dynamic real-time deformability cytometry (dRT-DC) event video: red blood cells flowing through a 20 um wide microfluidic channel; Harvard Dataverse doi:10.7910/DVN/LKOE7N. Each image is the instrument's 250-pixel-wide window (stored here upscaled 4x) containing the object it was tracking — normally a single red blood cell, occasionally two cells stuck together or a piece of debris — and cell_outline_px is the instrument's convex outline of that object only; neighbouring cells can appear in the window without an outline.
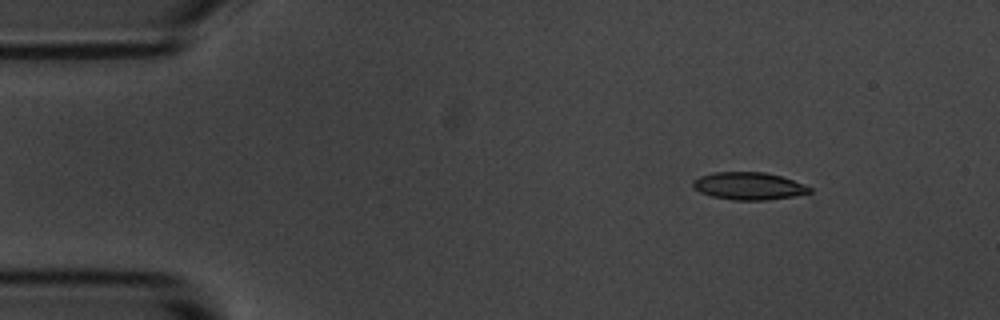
{"species": "common noctule bat (a hibernating species)", "species_latin": "Nyctalus noctula", "temperature_condition": "room temperature", "stored_images_in_passage": 8, "camera_frame_rate_fps": 3000, "um_per_image_px": 0.085, "animal": {"sex": "male", "body_mass_g": 20.1, "forearm_length_mm": 53.5}, "frame": {"image": 1, "passage_image": 1, "time_ms": 0.0, "image_size_px": [1000, 320], "cell_outline_px": [[812, 192], [792, 196], [768, 200], [732, 200], [712, 196], [700, 192], [692, 188], [692, 180], [700, 176], [712, 172], [764, 172], [780, 176], [804, 184], [812, 188]], "centroid_in_image_um": [63.6, 15.81], "position_along_channel_um": 21.4, "area_um2": 18.73}}
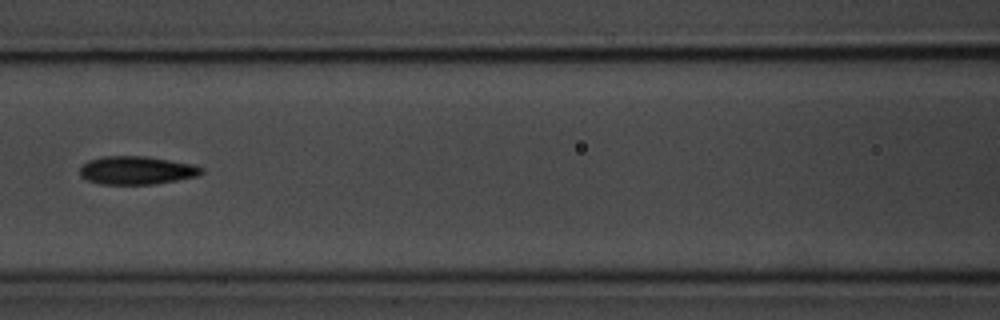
{"frame": {"image": 2, "passage_image": 6, "time_ms": 1.667, "image_size_px": [1000, 320], "cell_outline_px": [[204, 172], [196, 176], [176, 180], [152, 184], [100, 184], [88, 180], [80, 176], [80, 168], [88, 160], [104, 156], [144, 156], [192, 164], [204, 168]], "centroid_in_image_um": [11.6, 14.48], "position_along_channel_um": 155.0, "area_um2": 19.83}}
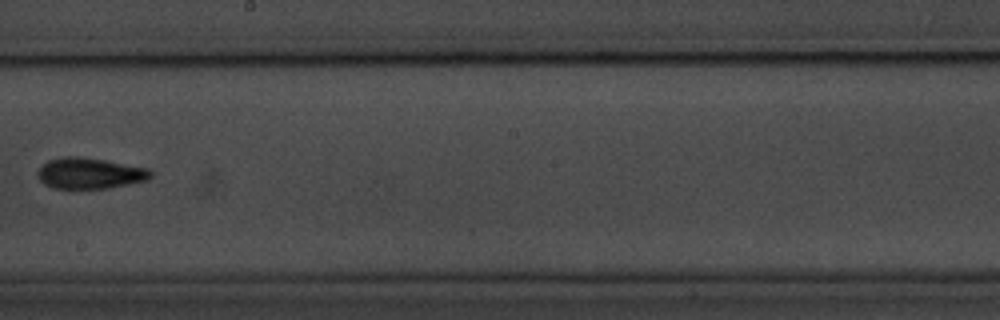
{"frame": {"image": 3, "passage_image": 8, "time_ms": 2.333, "image_size_px": [1000, 320], "cell_outline_px": [[152, 176], [148, 180], [108, 188], [52, 188], [44, 184], [36, 176], [36, 172], [48, 160], [64, 156], [76, 156], [104, 160], [148, 168], [152, 172]], "centroid_in_image_um": [7.61, 14.73], "position_along_channel_um": 240.6, "area_um2": 20.35}}